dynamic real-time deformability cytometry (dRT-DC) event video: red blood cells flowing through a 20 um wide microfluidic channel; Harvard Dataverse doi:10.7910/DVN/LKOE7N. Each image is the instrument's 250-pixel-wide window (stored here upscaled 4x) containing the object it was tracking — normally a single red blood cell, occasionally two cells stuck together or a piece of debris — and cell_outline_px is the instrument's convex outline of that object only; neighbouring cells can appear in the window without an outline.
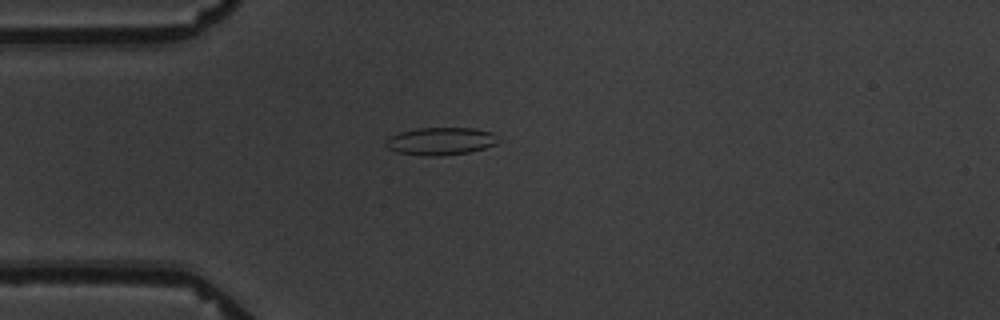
{"species": "common noctule bat (a hibernating species)", "species_latin": "Nyctalus noctula", "temperature_condition": "warm", "stored_images_in_passage": 4, "camera_frame_rate_fps": 3000, "um_per_image_px": 0.085, "animal": {"sex": "male", "body_mass_g": 19.5, "forearm_length_mm": 54.6}, "frame": {"image": 1, "passage_image": 4, "time_ms": 4.333, "image_size_px": [1000, 320], "cell_outline_px": [[500, 140], [496, 144], [484, 148], [468, 152], [440, 156], [424, 156], [396, 152], [388, 148], [384, 144], [388, 136], [400, 132], [420, 128], [472, 128], [492, 132]], "centroid_in_image_um": [37.43, 12.0], "position_along_channel_um": 47.6, "area_um2": 18.15}}